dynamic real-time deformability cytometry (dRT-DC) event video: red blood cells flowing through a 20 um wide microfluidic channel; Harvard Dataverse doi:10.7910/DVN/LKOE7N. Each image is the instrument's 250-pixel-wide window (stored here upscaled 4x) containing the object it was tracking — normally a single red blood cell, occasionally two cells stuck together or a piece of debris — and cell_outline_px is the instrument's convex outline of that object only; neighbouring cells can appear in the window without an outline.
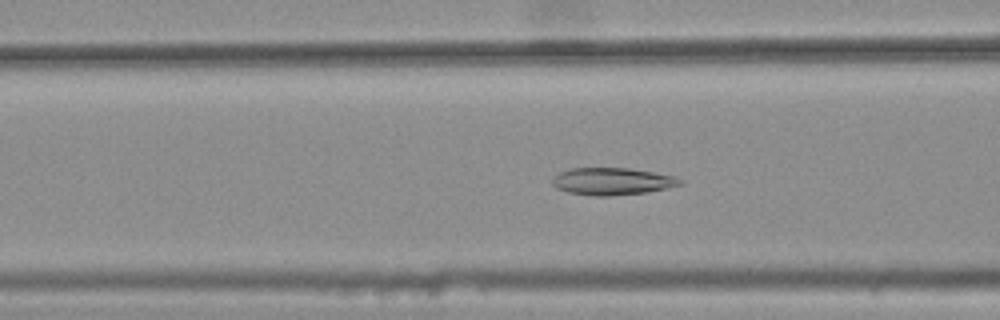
{"species": "common noctule bat (a hibernating species)", "species_latin": "Nyctalus noctula", "temperature_condition": "warm", "stored_images_in_passage": 44, "camera_frame_rate_fps": 3000, "um_per_image_px": 0.085, "animal": {"sex": "female", "body_mass_g": 25.1}, "frame": {"image": 1, "passage_image": 20, "time_ms": 6.333, "image_size_px": [1000, 320], "cell_outline_px": [[684, 184], [668, 188], [648, 192], [612, 196], [592, 196], [568, 192], [556, 188], [552, 184], [552, 176], [560, 172], [572, 168], [628, 168], [676, 176], [684, 180]], "centroid_in_image_um": [52.06, 15.42], "position_along_channel_um": 114.5, "area_um2": 20.52}}
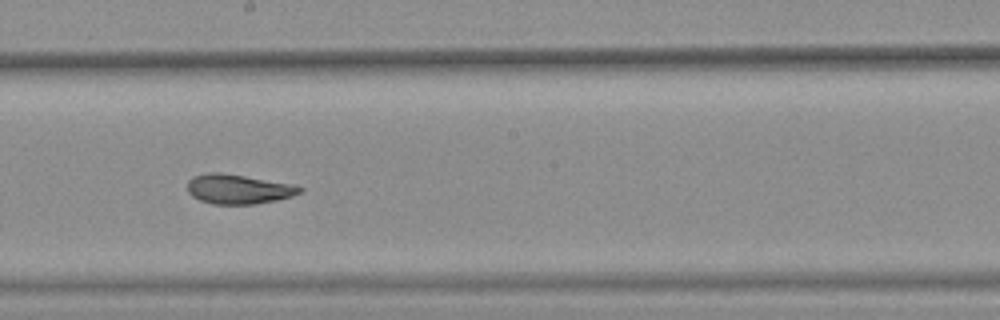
{"frame": {"image": 2, "passage_image": 29, "time_ms": 9.333, "image_size_px": [1000, 320], "cell_outline_px": [[304, 188], [300, 192], [292, 196], [276, 200], [256, 204], [212, 204], [200, 200], [192, 196], [188, 192], [188, 180], [192, 176], [208, 172], [220, 172], [244, 176], [288, 184]], "centroid_in_image_um": [20.19, 16.08], "position_along_channel_um": 228.0, "area_um2": 19.13}}
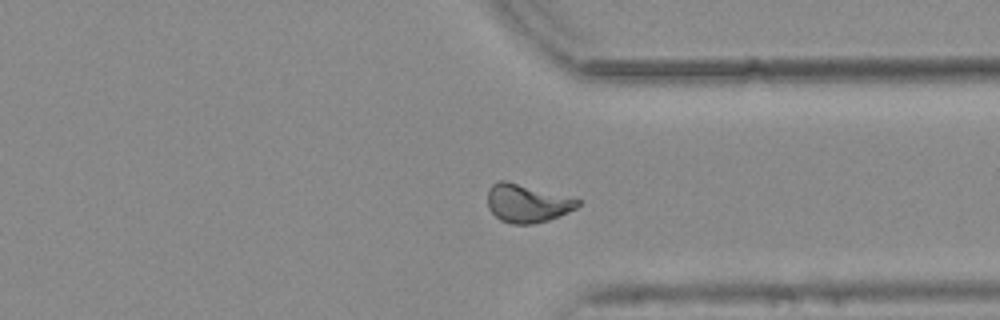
{"frame": {"image": 3, "passage_image": 40, "time_ms": 13.0, "image_size_px": [1000, 320], "cell_outline_px": [[580, 204], [576, 208], [560, 216], [548, 220], [532, 224], [512, 224], [500, 220], [488, 208], [488, 188], [492, 184], [500, 180], [504, 180], [580, 200]], "centroid_in_image_um": [44.77, 17.29], "position_along_channel_um": 366.6, "area_um2": 19.77}, "authors_computed_cell_mechanics": {"area_um2": 20.0855, "velocity_mm_per_s": 3.7883, "shape_relaxation_time_tau1_ms": null, "shape_relaxation_time_tau2_ms": 2.0922, "deformation_change_tau1": null, "deformation_change_tau2": 0.0675}}